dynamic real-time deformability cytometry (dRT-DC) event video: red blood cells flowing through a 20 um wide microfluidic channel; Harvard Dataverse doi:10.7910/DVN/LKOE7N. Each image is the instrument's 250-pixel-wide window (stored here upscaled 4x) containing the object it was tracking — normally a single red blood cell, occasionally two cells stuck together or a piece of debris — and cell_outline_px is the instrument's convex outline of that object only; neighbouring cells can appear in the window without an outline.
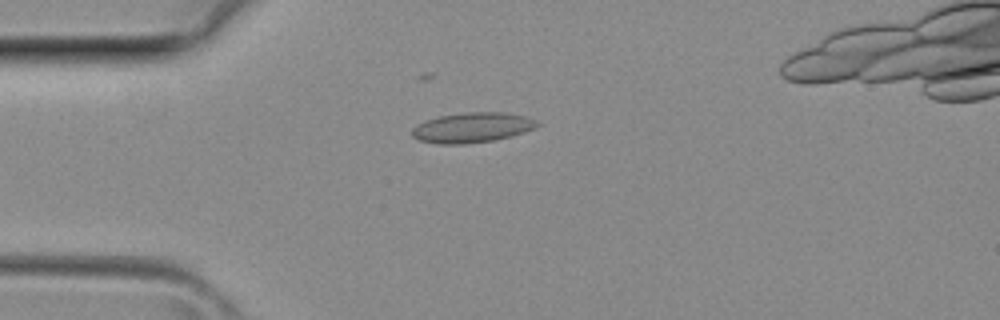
{"species": "common noctule bat (a hibernating species)", "species_latin": "Nyctalus noctula", "temperature_condition": "room temperature", "stored_images_in_passage": 32, "camera_frame_rate_fps": 3000, "um_per_image_px": 0.085, "animal": {"sex": "female", "body_mass_g": 29.2, "forearm_length_mm": 56.3}, "frame": {"image": 1, "passage_image": 6, "time_ms": 1.667, "image_size_px": [1000, 320], "cell_outline_px": [[540, 124], [536, 128], [524, 132], [492, 140], [464, 144], [440, 144], [420, 140], [412, 136], [412, 128], [428, 120], [440, 116], [464, 112], [504, 112], [528, 116], [536, 120]], "centroid_in_image_um": [40.18, 10.83], "position_along_channel_um": 44.8, "area_um2": 21.73}}
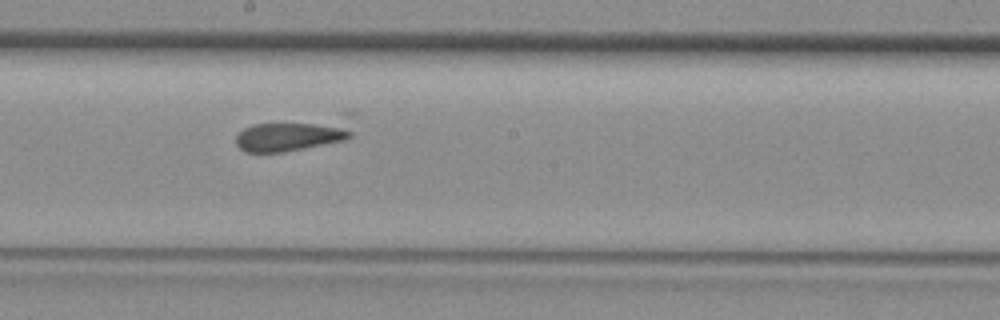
{"frame": {"image": 2, "passage_image": 17, "time_ms": 5.333, "image_size_px": [1000, 320], "cell_outline_px": [[356, 112], [352, 136], [348, 140], [284, 152], [244, 152], [236, 144], [236, 136], [244, 128], [252, 124], [344, 112]], "centroid_in_image_um": [25.22, 11.32], "position_along_channel_um": 223.0, "area_um2": 24.51}}
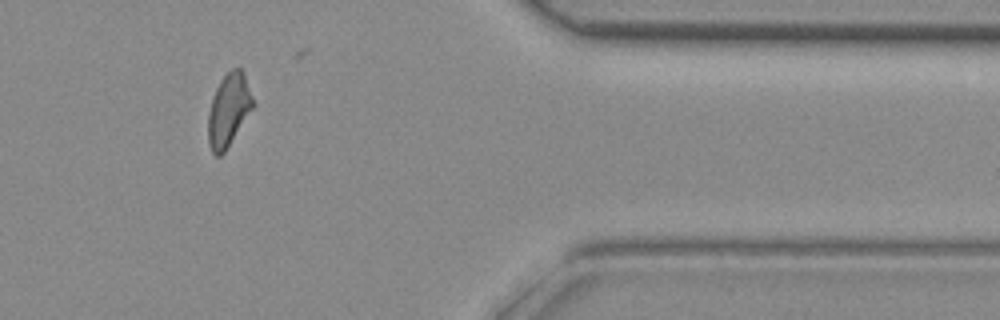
{"frame": {"image": 3, "passage_image": 28, "time_ms": 9.0, "image_size_px": [1000, 320], "cell_outline_px": [[252, 108], [224, 152], [220, 156], [216, 156], [212, 152], [208, 144], [208, 112], [216, 88], [220, 80], [232, 68], [240, 68], [244, 72], [252, 96]], "centroid_in_image_um": [19.4, 9.34], "position_along_channel_um": 392.0, "area_um2": 18.55}}